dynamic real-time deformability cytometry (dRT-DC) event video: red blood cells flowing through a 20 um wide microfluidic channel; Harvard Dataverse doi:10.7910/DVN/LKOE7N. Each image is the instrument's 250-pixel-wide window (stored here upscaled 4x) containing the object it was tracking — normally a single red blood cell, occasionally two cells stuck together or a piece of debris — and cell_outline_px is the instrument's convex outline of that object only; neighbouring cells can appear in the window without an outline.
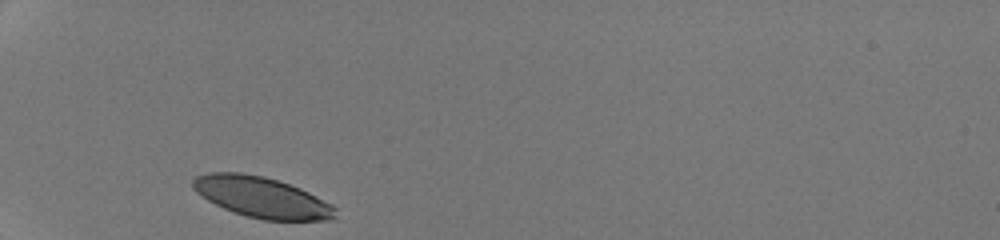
{"species": "human", "species_latin": "Homo sapiens", "temperature_condition": "room temperature", "stored_images_in_passage": 28, "camera_frame_rate_fps": 3000, "um_per_image_px": 0.085, "donor": {"sex": "male"}, "frame": {"image": 1, "passage_image": 1, "time_ms": 0.0, "image_size_px": [1000, 240], "cell_outline_px": [[336, 220], [264, 220], [244, 216], [232, 212], [208, 200], [196, 192], [192, 188], [192, 180], [196, 176], [208, 172], [240, 172], [264, 176], [300, 188], [332, 204], [336, 208]], "centroid_in_image_um": [22.24, 16.77], "position_along_channel_um": 62.8, "area_um2": 33.93}}
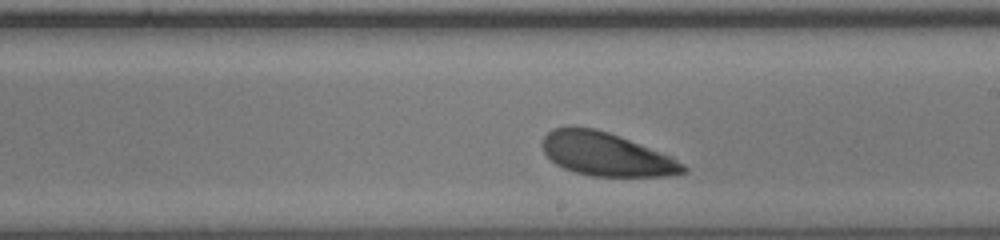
{"frame": {"image": 2, "passage_image": 16, "time_ms": 5.0, "image_size_px": [1000, 240], "cell_outline_px": [[688, 172], [668, 176], [592, 176], [576, 172], [564, 168], [556, 164], [544, 152], [544, 136], [552, 128], [596, 128], [608, 132], [672, 156], [684, 164], [688, 168]], "centroid_in_image_um": [51.59, 13.13], "position_along_channel_um": 237.4, "area_um2": 35.08}}
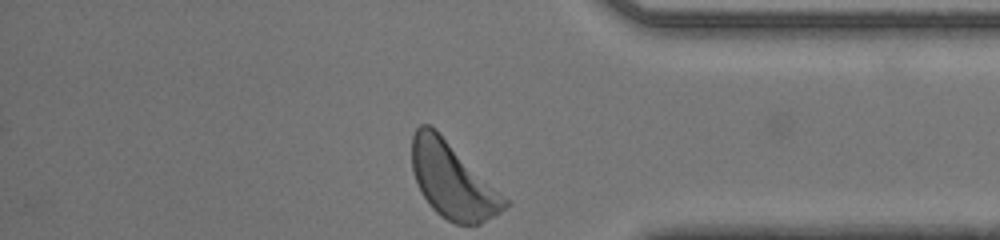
{"frame": {"image": 3, "passage_image": 28, "time_ms": 9.0, "image_size_px": [1000, 240], "cell_outline_px": [[512, 204], [480, 224], [456, 224], [440, 216], [432, 208], [420, 192], [412, 168], [412, 136], [416, 128], [420, 124], [428, 124], [436, 128]], "centroid_in_image_um": [38.45, 15.32], "position_along_channel_um": 396.8, "area_um2": 40.69}, "authors_computed_cell_mechanics": {"area_um2": 36.6452, "velocity_mm_per_s": 4.1259, "shape_relaxation_time_tau1_ms": 2.1049, "shape_relaxation_time_tau2_ms": null, "deformation_change_tau1": 0.1185, "deformation_change_tau2": null}}